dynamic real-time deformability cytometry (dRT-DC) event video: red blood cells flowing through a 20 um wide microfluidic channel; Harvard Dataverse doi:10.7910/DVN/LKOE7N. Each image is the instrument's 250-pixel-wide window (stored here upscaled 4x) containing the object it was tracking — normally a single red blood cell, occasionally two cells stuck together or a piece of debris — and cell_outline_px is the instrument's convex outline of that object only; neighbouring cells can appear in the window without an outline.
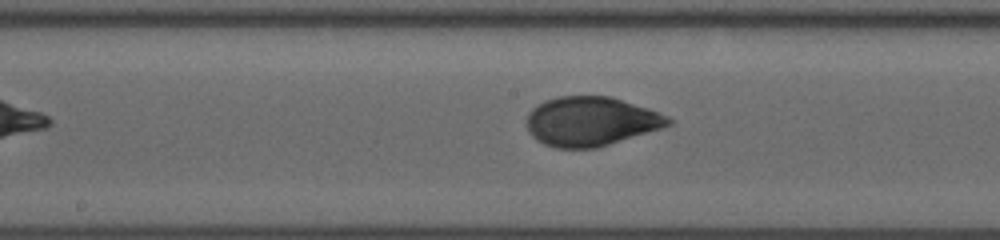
{"species": "human", "species_latin": "Homo sapiens", "temperature_condition": "room temperature", "stored_images_in_passage": 12, "segment_of_instrument_passage": [2, 2], "camera_frame_rate_fps": 3000, "um_per_image_px": 0.085, "donor": {"sex": "male"}, "frame": {"image": 1, "passage_image": 12, "time_ms": 10.0, "image_size_px": [1000, 240], "cell_outline_px": [[676, 120], [672, 124], [660, 128], [596, 148], [556, 148], [544, 144], [536, 140], [528, 132], [528, 112], [532, 108], [548, 100], [560, 96], [608, 96], [648, 108], [668, 116]], "centroid_in_image_um": [50.23, 10.32], "position_along_channel_um": 198.0, "area_um2": 40.29}}